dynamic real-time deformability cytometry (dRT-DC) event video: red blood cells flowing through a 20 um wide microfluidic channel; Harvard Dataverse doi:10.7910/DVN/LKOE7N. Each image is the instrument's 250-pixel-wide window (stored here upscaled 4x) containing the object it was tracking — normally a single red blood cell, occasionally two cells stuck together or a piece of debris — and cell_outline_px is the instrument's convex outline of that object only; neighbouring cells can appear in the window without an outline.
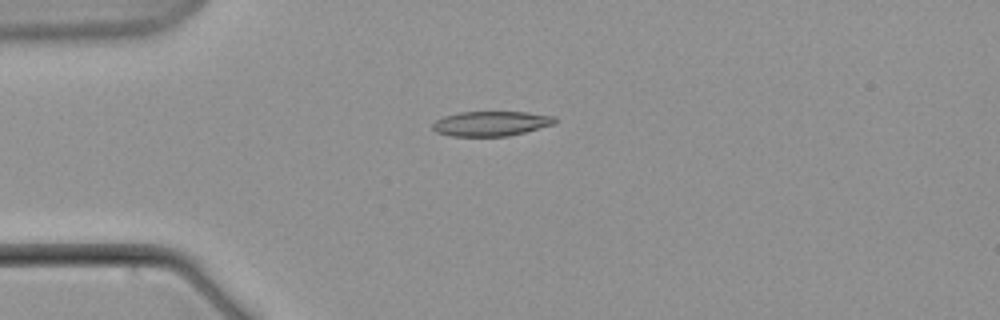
{"species": "common noctule bat (a hibernating species)", "species_latin": "Nyctalus noctula", "temperature_condition": "warm", "stored_images_in_passage": 3, "camera_frame_rate_fps": 3000, "um_per_image_px": 0.085, "animal": {"sex": "male", "body_mass_g": 21.5, "forearm_length_mm": 52.0}, "frame": {"image": 1, "passage_image": 1, "time_ms": 0.0, "image_size_px": [1000, 320], "cell_outline_px": [[556, 124], [508, 136], [452, 136], [436, 132], [432, 128], [432, 124], [436, 120], [444, 116], [460, 112], [528, 112], [556, 116]], "centroid_in_image_um": [41.76, 10.5], "position_along_channel_um": 43.2, "area_um2": 17.74}}
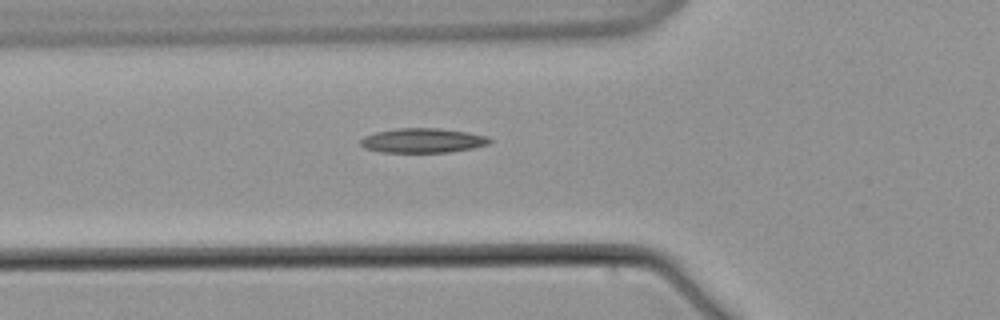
{"frame": {"image": 2, "passage_image": 3, "time_ms": 2.333, "image_size_px": [1000, 320], "cell_outline_px": [[492, 140], [488, 144], [472, 148], [448, 152], [380, 152], [364, 148], [360, 144], [360, 140], [364, 136], [376, 132], [396, 128], [440, 128], [468, 132], [488, 136]], "centroid_in_image_um": [35.92, 11.94], "position_along_channel_um": 89.9, "area_um2": 18.5}}